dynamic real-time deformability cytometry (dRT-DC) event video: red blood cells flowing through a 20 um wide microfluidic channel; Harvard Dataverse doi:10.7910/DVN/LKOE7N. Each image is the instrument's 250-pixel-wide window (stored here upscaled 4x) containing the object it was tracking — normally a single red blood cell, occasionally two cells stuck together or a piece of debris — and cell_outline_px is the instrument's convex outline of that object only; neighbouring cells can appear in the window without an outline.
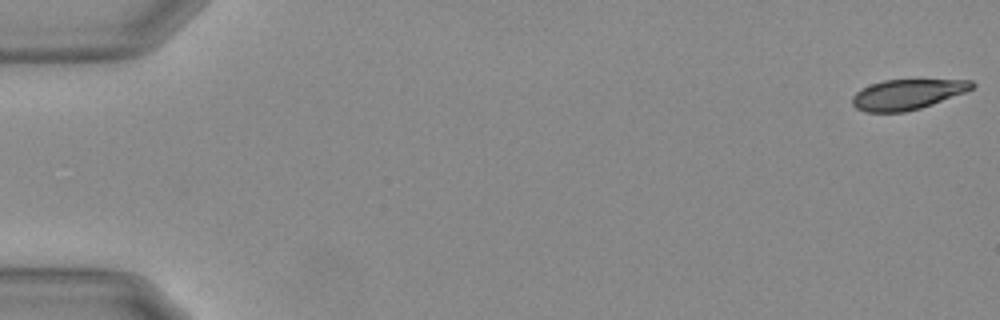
{"species": "Egyptian fruit bat (a non-hibernating species)", "species_latin": "Rousettus aegyptiacus", "temperature_condition": "warm", "stored_images_in_passage": 19, "camera_frame_rate_fps": 3000, "um_per_image_px": 0.085, "animal": {"sex": "female"}, "frame": {"image": 1, "passage_image": 1, "time_ms": 0.0, "image_size_px": [1000, 320], "cell_outline_px": [[976, 84], [972, 88], [964, 92], [932, 104], [920, 108], [904, 112], [864, 112], [856, 108], [852, 104], [852, 96], [860, 88], [884, 80], [972, 80]], "centroid_in_image_um": [77.07, 8.02], "position_along_channel_um": 7.9, "area_um2": 20.92}}
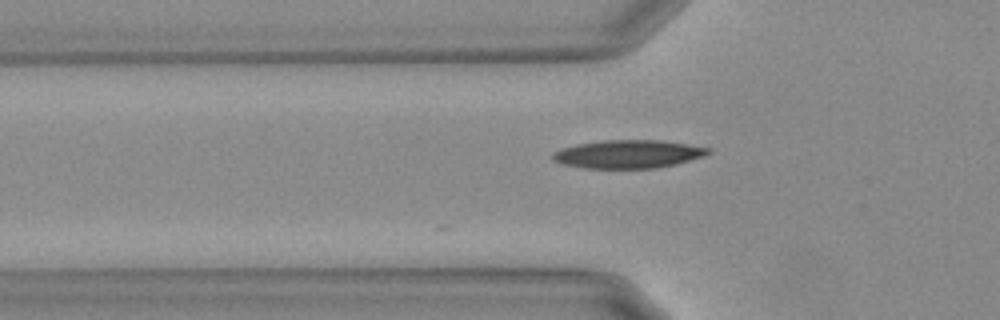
{"frame": {"image": 2, "passage_image": 19, "time_ms": 6.0, "image_size_px": [1000, 320], "cell_outline_px": [[712, 152], [704, 156], [676, 164], [656, 168], [584, 168], [564, 164], [552, 160], [552, 152], [560, 148], [576, 144], [600, 140], [660, 140], [688, 144], [712, 148]], "centroid_in_image_um": [53.39, 13.09], "position_along_channel_um": 72.4, "area_um2": 25.78}}